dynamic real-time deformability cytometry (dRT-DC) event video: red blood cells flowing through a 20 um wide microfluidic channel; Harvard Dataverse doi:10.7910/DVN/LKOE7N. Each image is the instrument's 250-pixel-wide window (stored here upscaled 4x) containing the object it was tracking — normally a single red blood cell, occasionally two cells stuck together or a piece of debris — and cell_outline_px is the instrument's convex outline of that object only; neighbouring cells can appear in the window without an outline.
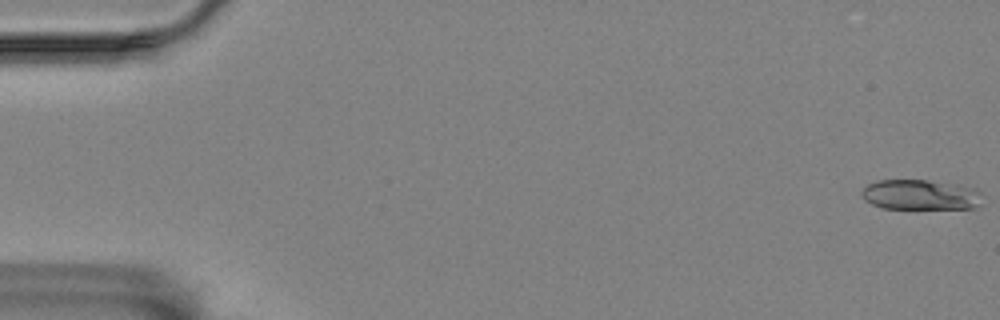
{"species": "Egyptian fruit bat (a non-hibernating species)", "species_latin": "Rousettus aegyptiacus", "temperature_condition": "room temperature", "stored_images_in_passage": 8, "camera_frame_rate_fps": 3000, "um_per_image_px": 0.085, "animal": {"sex": "female"}, "frame": {"image": 1, "passage_image": 1, "time_ms": 0.0, "image_size_px": [1000, 320], "cell_outline_px": [[980, 192], [976, 204], [972, 208], [884, 208], [872, 204], [864, 200], [860, 192], [868, 184], [880, 180], [928, 180], [976, 188]], "centroid_in_image_um": [78.15, 16.54], "position_along_channel_um": 6.8, "area_um2": 20.75}}